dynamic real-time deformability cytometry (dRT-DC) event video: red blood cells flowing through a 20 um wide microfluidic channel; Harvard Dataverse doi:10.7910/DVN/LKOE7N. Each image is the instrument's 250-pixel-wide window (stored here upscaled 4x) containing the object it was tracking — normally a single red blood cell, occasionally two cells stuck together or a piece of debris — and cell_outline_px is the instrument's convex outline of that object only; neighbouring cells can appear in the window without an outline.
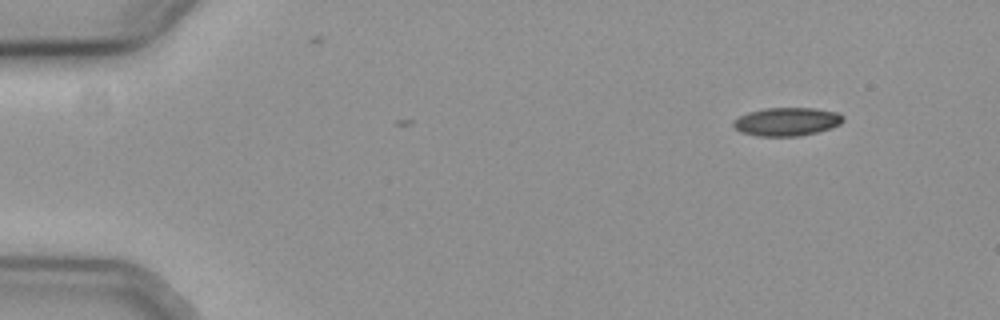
{"species": "common noctule bat (a hibernating species)", "species_latin": "Nyctalus noctula", "temperature_condition": "cold", "stored_images_in_passage": 3, "camera_frame_rate_fps": 3000, "um_per_image_px": 0.085, "animal": {"sex": "female", "body_mass_g": 19.3, "forearm_length_mm": 54.1}, "frame": {"image": 1, "passage_image": 1, "time_ms": 0.0, "image_size_px": [1000, 320], "cell_outline_px": [[844, 120], [840, 124], [816, 132], [800, 136], [756, 136], [740, 132], [732, 124], [740, 116], [748, 112], [764, 108], [812, 108], [836, 112], [844, 116]], "centroid_in_image_um": [66.87, 10.34], "position_along_channel_um": 18.1, "area_um2": 17.98}}